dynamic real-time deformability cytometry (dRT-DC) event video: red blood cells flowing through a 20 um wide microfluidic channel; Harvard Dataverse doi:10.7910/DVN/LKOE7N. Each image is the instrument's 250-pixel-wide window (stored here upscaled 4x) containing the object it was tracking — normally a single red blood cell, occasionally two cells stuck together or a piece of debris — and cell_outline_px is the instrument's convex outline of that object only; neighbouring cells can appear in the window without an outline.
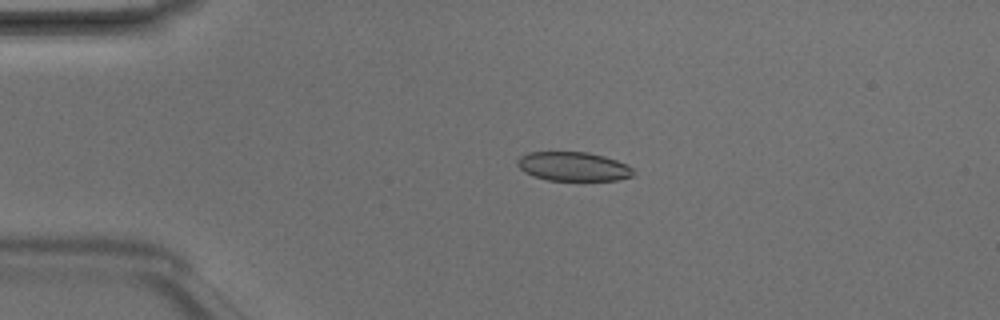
{"species": "Egyptian fruit bat (a non-hibernating species)", "species_latin": "Rousettus aegyptiacus", "temperature_condition": "room temperature", "stored_images_in_passage": 5, "camera_frame_rate_fps": 3000, "um_per_image_px": 0.085, "animal": {"sex": "male"}, "frame": {"image": 1, "passage_image": 4, "time_ms": 1.0, "image_size_px": [1000, 320], "cell_outline_px": [[632, 176], [616, 180], [548, 180], [532, 176], [524, 172], [516, 164], [516, 160], [520, 156], [528, 152], [588, 152], [604, 156], [628, 164], [632, 168]], "centroid_in_image_um": [48.69, 14.14], "position_along_channel_um": 36.3, "area_um2": 19.65}}